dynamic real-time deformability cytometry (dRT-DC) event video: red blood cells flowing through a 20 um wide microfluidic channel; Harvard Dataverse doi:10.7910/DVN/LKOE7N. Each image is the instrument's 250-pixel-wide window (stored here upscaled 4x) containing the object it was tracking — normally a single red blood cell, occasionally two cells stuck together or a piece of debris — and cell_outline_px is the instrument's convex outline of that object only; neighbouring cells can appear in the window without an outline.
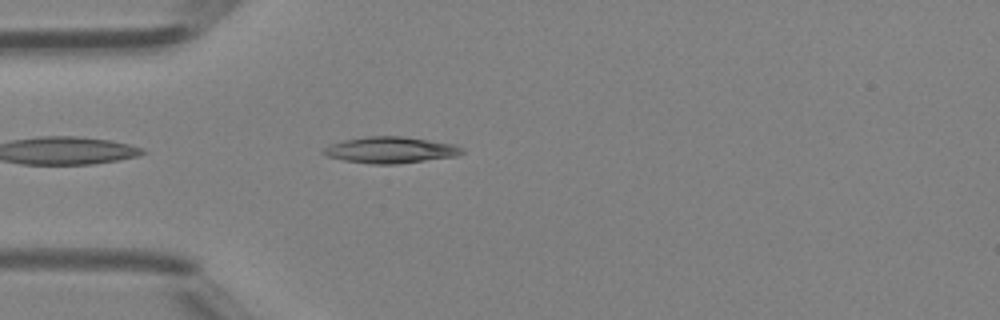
{"species": "Egyptian fruit bat (a non-hibernating species)", "species_latin": "Rousettus aegyptiacus", "temperature_condition": "room temperature", "stored_images_in_passage": 36, "camera_frame_rate_fps": 3000, "um_per_image_px": 0.085, "animal": {"sex": "female"}, "frame": {"image": 1, "passage_image": 2, "time_ms": 0.333, "image_size_px": [1000, 320], "cell_outline_px": [[464, 152], [456, 156], [396, 164], [372, 164], [344, 160], [328, 156], [320, 152], [324, 148], [332, 144], [344, 140], [368, 136], [404, 136], [456, 144], [464, 148]], "centroid_in_image_um": [33.23, 12.74], "position_along_channel_um": 51.8, "area_um2": 21.21}}
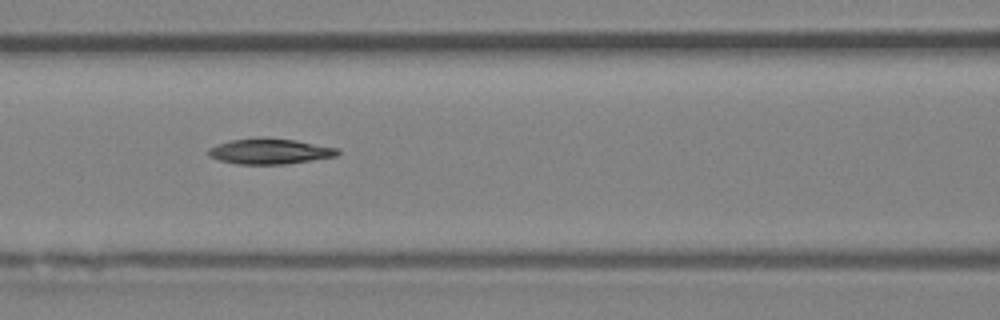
{"frame": {"image": 2, "passage_image": 9, "time_ms": 2.667, "image_size_px": [1000, 320], "cell_outline_px": [[340, 152], [336, 156], [288, 164], [236, 164], [220, 160], [208, 156], [208, 148], [216, 144], [232, 140], [256, 136], [296, 140], [340, 148]], "centroid_in_image_um": [22.93, 12.85], "position_along_channel_um": 143.7, "area_um2": 19.54}}
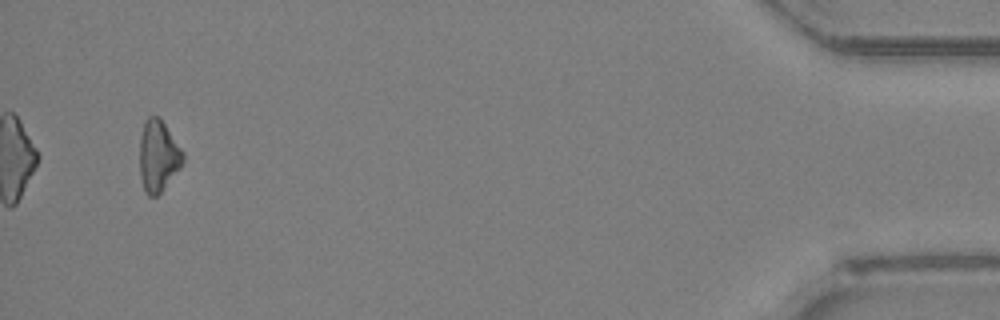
{"frame": {"image": 3, "passage_image": 34, "time_ms": 11.0, "image_size_px": [1000, 320], "cell_outline_px": [[184, 160], [180, 168], [160, 192], [156, 196], [148, 196], [144, 192], [140, 176], [140, 136], [144, 124], [148, 116], [160, 116], [184, 152]], "centroid_in_image_um": [13.45, 13.24], "position_along_channel_um": 421.8, "area_um2": 18.09}, "authors_computed_cell_mechanics": {"area_um2": 18.6116, "velocity_mm_per_s": 4.321, "shape_relaxation_time_tau1_ms": null, "shape_relaxation_time_tau2_ms": 4.5903, "deformation_change_tau1": null, "deformation_change_tau2": 0.1453}}